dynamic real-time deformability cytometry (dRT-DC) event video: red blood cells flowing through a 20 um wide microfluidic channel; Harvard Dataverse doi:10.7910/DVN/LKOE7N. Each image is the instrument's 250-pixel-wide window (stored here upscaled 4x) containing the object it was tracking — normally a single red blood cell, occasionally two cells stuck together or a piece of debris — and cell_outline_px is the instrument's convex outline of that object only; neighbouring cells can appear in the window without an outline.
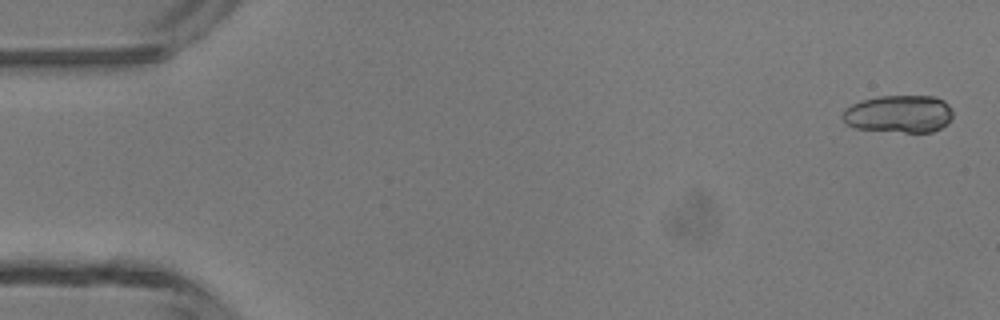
{"species": "common noctule bat (a hibernating species)", "species_latin": "Nyctalus noctula", "temperature_condition": "room temperature", "stored_images_in_passage": 5, "camera_frame_rate_fps": 3000, "um_per_image_px": 0.085, "animal": {"sex": "male", "body_mass_g": 13.3}, "frame": {"image": 1, "passage_image": 1, "time_ms": 0.0, "image_size_px": [1000, 320], "cell_outline_px": [[952, 116], [948, 124], [932, 132], [904, 132], [856, 128], [844, 124], [840, 116], [844, 108], [860, 100], [880, 96], [936, 96], [944, 100], [948, 104], [952, 112]], "centroid_in_image_um": [76.38, 9.68], "position_along_channel_um": 8.6, "area_um2": 24.45}}
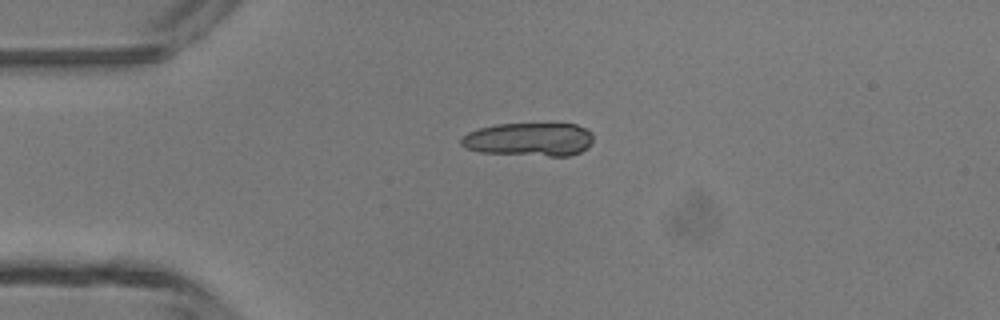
{"frame": {"image": 2, "passage_image": 4, "time_ms": 3.333, "image_size_px": [1000, 320], "cell_outline_px": [[592, 140], [588, 148], [580, 152], [568, 156], [548, 156], [480, 152], [464, 148], [460, 144], [460, 140], [468, 132], [480, 128], [496, 124], [576, 124], [592, 132]], "centroid_in_image_um": [44.98, 11.85], "position_along_channel_um": 40.0, "area_um2": 25.78}}